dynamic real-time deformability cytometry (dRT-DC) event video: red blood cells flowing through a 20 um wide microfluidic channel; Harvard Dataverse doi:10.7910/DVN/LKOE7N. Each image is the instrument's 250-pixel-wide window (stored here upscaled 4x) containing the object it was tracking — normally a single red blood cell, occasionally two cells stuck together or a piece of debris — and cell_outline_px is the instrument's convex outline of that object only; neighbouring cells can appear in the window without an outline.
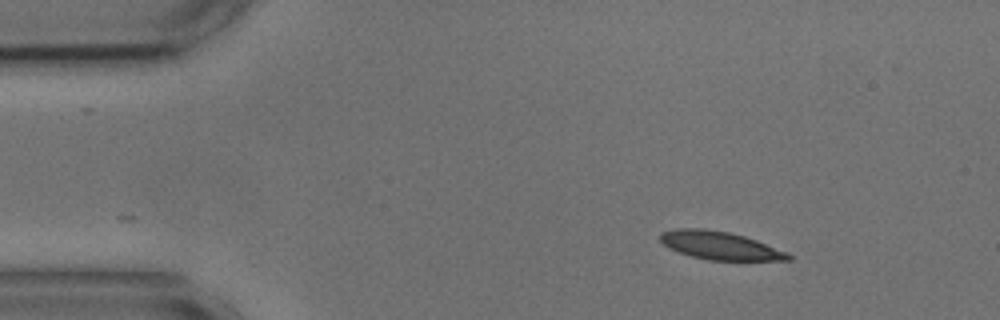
{"species": "common noctule bat (a hibernating species)", "species_latin": "Nyctalus noctula", "temperature_condition": "cold", "stored_images_in_passage": 48, "camera_frame_rate_fps": 3000, "um_per_image_px": 0.085, "animal": {"sex": "male", "body_mass_g": 17.9, "forearm_length_mm": 54.2}, "frame": {"image": 1, "passage_image": 1, "time_ms": 0.0, "image_size_px": [1000, 320], "cell_outline_px": [[792, 260], [708, 260], [692, 256], [668, 248], [660, 240], [660, 232], [676, 228], [704, 228], [728, 232], [744, 236], [756, 240], [788, 252], [792, 256]], "centroid_in_image_um": [61.19, 20.86], "position_along_channel_um": 23.8, "area_um2": 20.92}}
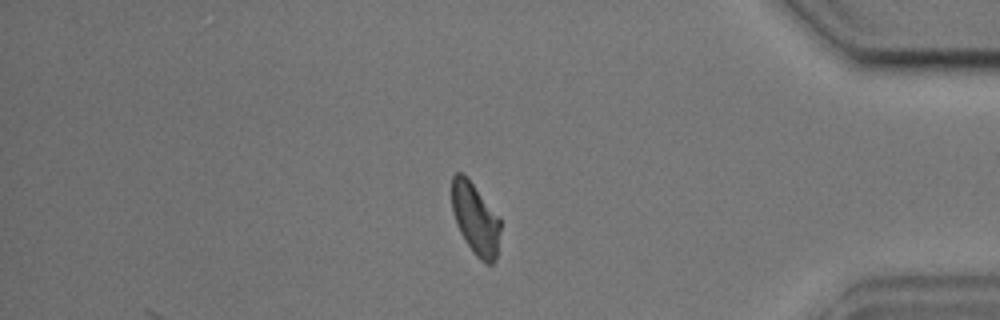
{"frame": {"image": 2, "passage_image": 40, "time_ms": 13.0, "image_size_px": [1000, 320], "cell_outline_px": [[500, 228], [496, 260], [492, 264], [488, 264], [480, 260], [476, 256], [460, 232], [456, 224], [452, 212], [452, 176], [456, 172], [464, 172], [500, 216]], "centroid_in_image_um": [40.41, 18.56], "position_along_channel_um": 394.8, "area_um2": 20.52}}
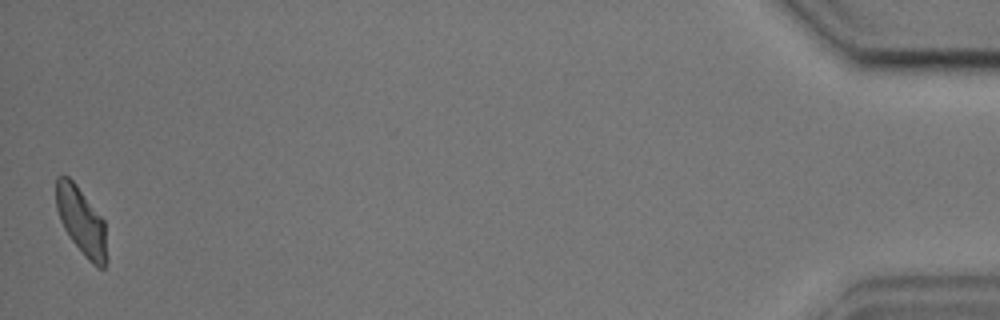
{"frame": {"image": 3, "passage_image": 48, "time_ms": 15.667, "image_size_px": [1000, 320], "cell_outline_px": [[108, 260], [104, 268], [96, 268], [84, 256], [72, 240], [64, 228], [60, 220], [56, 208], [56, 176], [68, 176], [76, 184], [104, 220]], "centroid_in_image_um": [6.93, 18.83], "position_along_channel_um": 428.3, "area_um2": 20.06}, "authors_computed_cell_mechanics": {"area_um2": 21.1837, "velocity_mm_per_s": 3.5953, "shape_relaxation_time_tau1_ms": 4.2128, "shape_relaxation_time_tau2_ms": 2.3601, "deformation_change_tau1": 0.1495, "deformation_change_tau2": 0.0888}}